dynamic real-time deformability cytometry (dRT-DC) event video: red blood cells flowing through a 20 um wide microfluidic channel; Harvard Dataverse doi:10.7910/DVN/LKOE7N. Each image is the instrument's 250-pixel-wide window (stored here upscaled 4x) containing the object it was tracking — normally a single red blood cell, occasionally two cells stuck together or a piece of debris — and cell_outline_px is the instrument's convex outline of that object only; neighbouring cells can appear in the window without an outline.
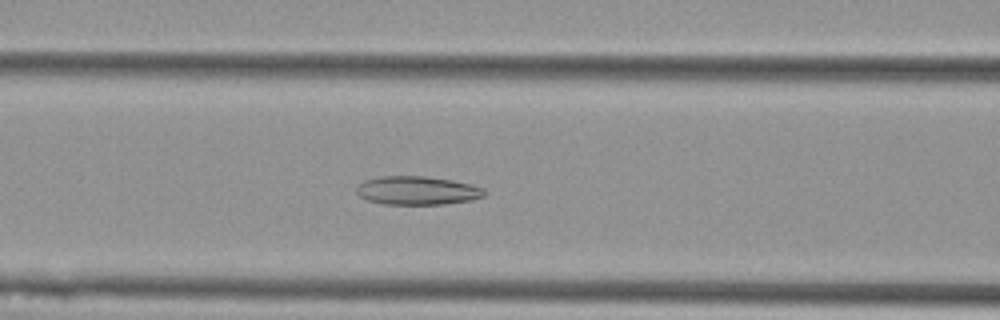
{"species": "Egyptian fruit bat (a non-hibernating species)", "species_latin": "Rousettus aegyptiacus", "temperature_condition": "cold", "stored_images_in_passage": 57, "camera_frame_rate_fps": 3000, "um_per_image_px": 0.085, "animal": {"sex": "female"}, "frame": {"image": 1, "passage_image": 24, "time_ms": 7.667, "image_size_px": [1000, 320], "cell_outline_px": [[488, 192], [484, 196], [472, 200], [444, 204], [384, 204], [368, 200], [360, 196], [356, 192], [356, 188], [364, 180], [380, 176], [424, 176], [452, 180], [472, 184], [484, 188]], "centroid_in_image_um": [35.5, 16.19], "position_along_channel_um": 131.1, "area_um2": 21.39}}
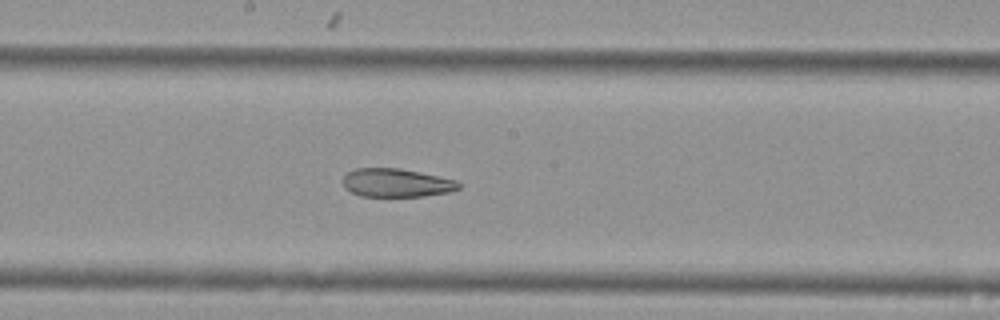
{"frame": {"image": 2, "passage_image": 31, "time_ms": 10.0, "image_size_px": [1000, 320], "cell_outline_px": [[460, 188], [448, 192], [424, 196], [360, 196], [344, 188], [344, 176], [348, 172], [356, 168], [400, 168], [456, 180], [460, 184]], "centroid_in_image_um": [33.68, 15.54], "position_along_channel_um": 214.5, "area_um2": 19.02}}
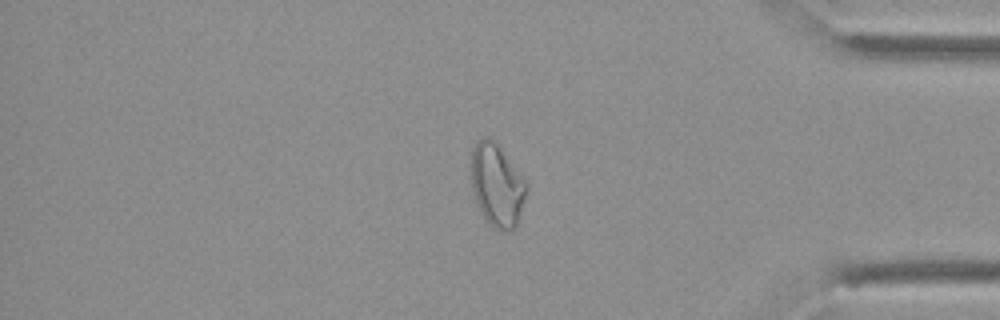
{"frame": {"image": 3, "passage_image": 48, "time_ms": 15.667, "image_size_px": [1000, 320], "cell_outline_px": [[528, 188], [516, 228], [508, 232], [496, 228], [488, 224], [476, 200], [472, 188], [468, 168], [472, 148], [476, 140], [484, 136], [488, 136], [500, 148], [528, 184]], "centroid_in_image_um": [42.2, 15.72], "position_along_channel_um": 393.0, "area_um2": 26.93}, "authors_computed_cell_mechanics": {"area_um2": 26.6458, "velocity_mm_per_s": 3.5919, "shape_relaxation_time_tau1_ms": null, "shape_relaxation_time_tau2_ms": 3.2434, "deformation_change_tau1": null, "deformation_change_tau2": 0.0961}}